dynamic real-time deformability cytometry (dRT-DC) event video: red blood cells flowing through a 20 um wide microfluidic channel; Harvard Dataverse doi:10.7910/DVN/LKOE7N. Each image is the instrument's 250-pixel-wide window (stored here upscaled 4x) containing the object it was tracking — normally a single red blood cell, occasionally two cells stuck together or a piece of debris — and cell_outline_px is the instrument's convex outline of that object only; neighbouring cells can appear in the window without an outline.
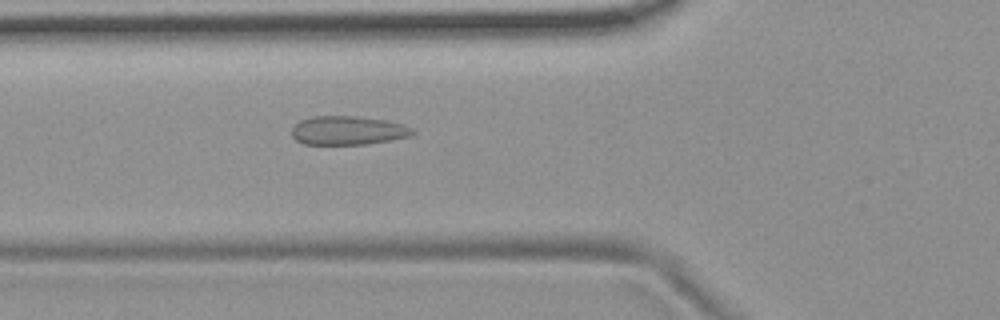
{"species": "common noctule bat (a hibernating species)", "species_latin": "Nyctalus noctula", "temperature_condition": "room temperature", "stored_images_in_passage": 55, "camera_frame_rate_fps": 3000, "um_per_image_px": 0.085, "animal": {"sex": "female", "body_mass_g": 19.9}, "frame": {"image": 1, "passage_image": 20, "time_ms": 6.333, "image_size_px": [1000, 320], "cell_outline_px": [[416, 132], [412, 136], [392, 140], [368, 144], [304, 144], [296, 140], [292, 136], [292, 128], [300, 120], [312, 116], [356, 116], [384, 120], [404, 124], [412, 128]], "centroid_in_image_um": [29.6, 11.09], "position_along_channel_um": 96.2, "area_um2": 20.4}}
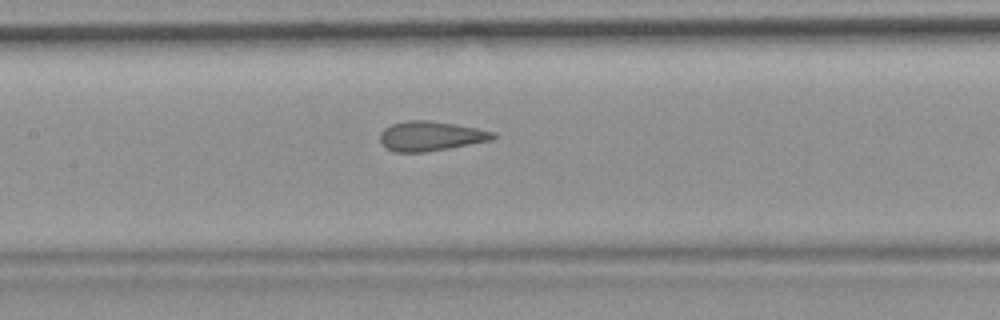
{"frame": {"image": 2, "passage_image": 26, "time_ms": 8.333, "image_size_px": [1000, 320], "cell_outline_px": [[496, 136], [492, 140], [448, 148], [424, 152], [396, 152], [388, 148], [380, 140], [380, 132], [384, 128], [392, 124], [408, 120], [432, 120], [456, 124], [496, 132]], "centroid_in_image_um": [36.62, 11.55], "position_along_channel_um": 170.8, "area_um2": 19.42}}
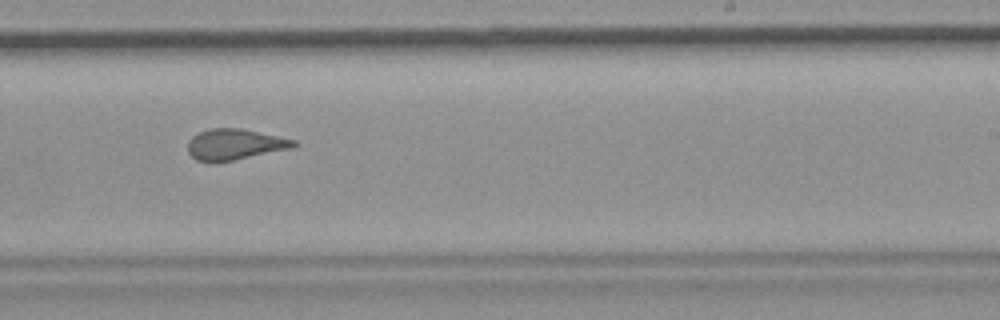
{"frame": {"image": 3, "passage_image": 34, "time_ms": 11.0, "image_size_px": [1000, 320], "cell_outline_px": [[300, 144], [292, 148], [232, 160], [196, 160], [188, 152], [188, 140], [192, 136], [200, 132], [212, 128], [240, 128], [296, 140]], "centroid_in_image_um": [19.98, 12.25], "position_along_channel_um": 269.0, "area_um2": 18.61}, "authors_computed_cell_mechanics": {"area_um2": 20.4612, "velocity_mm_per_s": 3.7127, "shape_relaxation_time_tau1_ms": null, "shape_relaxation_time_tau2_ms": 1.0534, "deformation_change_tau1": null, "deformation_change_tau2": 0.0694}}